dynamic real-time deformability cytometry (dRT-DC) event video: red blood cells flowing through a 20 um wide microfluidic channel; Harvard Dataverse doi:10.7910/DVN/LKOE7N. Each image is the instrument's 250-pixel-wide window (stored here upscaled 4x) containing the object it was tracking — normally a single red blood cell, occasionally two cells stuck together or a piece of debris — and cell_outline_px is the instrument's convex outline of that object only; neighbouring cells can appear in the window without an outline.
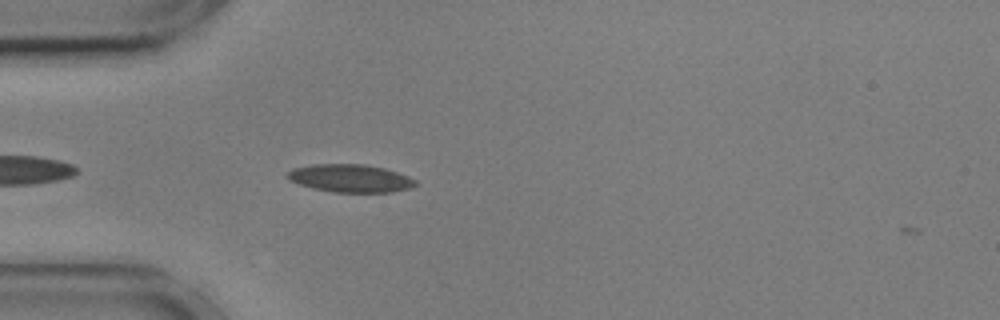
{"species": "common noctule bat (a hibernating species)", "species_latin": "Nyctalus noctula", "temperature_condition": "cold", "stored_images_in_passage": 21, "camera_frame_rate_fps": 3000, "um_per_image_px": 0.085, "animal": {"sex": "male", "body_mass_g": 17.9, "forearm_length_mm": 54.2}, "frame": {"image": 1, "passage_image": 4, "time_ms": 1.0, "image_size_px": [1000, 320], "cell_outline_px": [[416, 184], [408, 188], [392, 192], [332, 192], [312, 188], [288, 180], [284, 176], [292, 168], [312, 164], [364, 164], [384, 168], [408, 176], [416, 180]], "centroid_in_image_um": [29.72, 15.15], "position_along_channel_um": 55.3, "area_um2": 20.81}}